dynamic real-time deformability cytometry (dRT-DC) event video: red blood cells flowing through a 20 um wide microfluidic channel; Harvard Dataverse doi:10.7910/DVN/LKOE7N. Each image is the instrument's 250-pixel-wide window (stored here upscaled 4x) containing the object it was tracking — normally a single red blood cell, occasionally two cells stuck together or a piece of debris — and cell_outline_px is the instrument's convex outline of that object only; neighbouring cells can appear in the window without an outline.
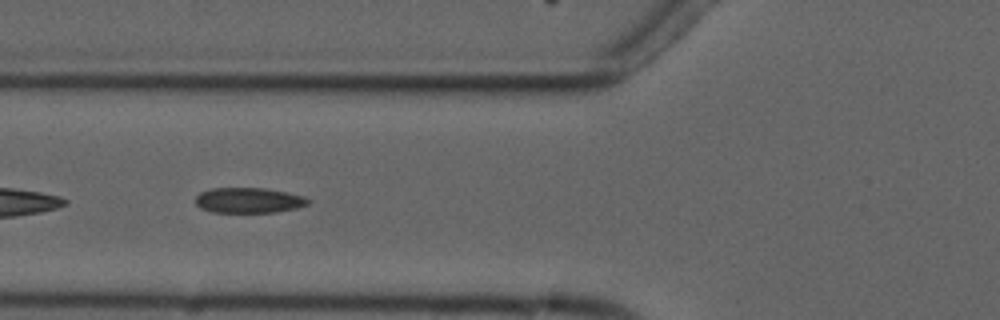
{"species": "common noctule bat (a hibernating species)", "species_latin": "Nyctalus noctula", "temperature_condition": "cold", "stored_images_in_passage": 10, "camera_frame_rate_fps": 3000, "um_per_image_px": 0.085, "animal": {"sex": "male", "forearm_length_mm": 52.5}, "frame": {"image": 1, "passage_image": 6, "time_ms": 6.667, "image_size_px": [1000, 320], "cell_outline_px": [[308, 204], [296, 208], [272, 212], [212, 212], [200, 208], [196, 204], [196, 196], [200, 192], [212, 188], [264, 188], [304, 196], [308, 200]], "centroid_in_image_um": [21.09, 17.02], "position_along_channel_um": 104.7, "area_um2": 16.42}}
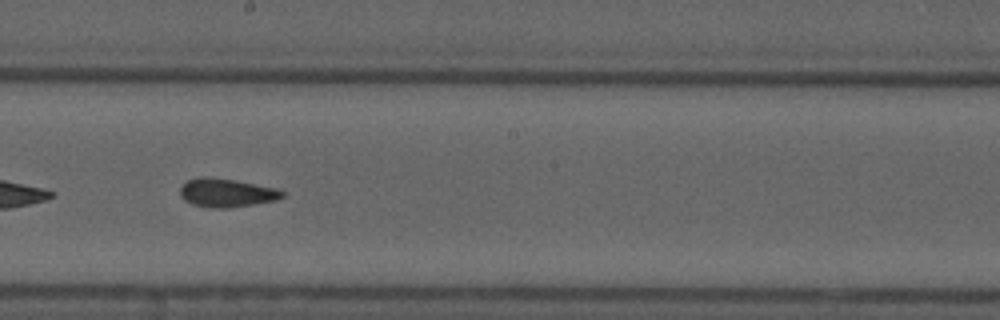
{"frame": {"image": 2, "passage_image": 9, "time_ms": 10.0, "image_size_px": [1000, 320], "cell_outline_px": [[284, 196], [276, 200], [228, 208], [208, 208], [192, 204], [184, 200], [180, 196], [180, 188], [188, 180], [204, 176], [236, 180], [276, 188], [284, 192]], "centroid_in_image_um": [19.24, 16.39], "position_along_channel_um": 229.0, "area_um2": 16.94}}
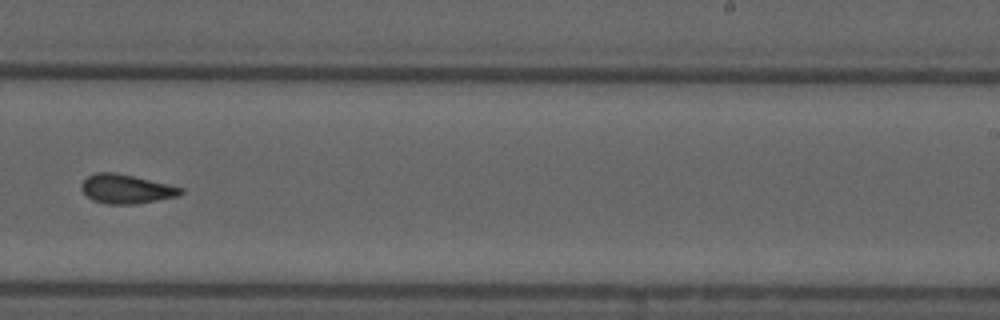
{"frame": {"image": 3, "passage_image": 10, "time_ms": 11.333, "image_size_px": [1000, 320], "cell_outline_px": [[184, 192], [176, 196], [136, 204], [108, 204], [92, 200], [80, 188], [80, 184], [88, 176], [96, 172], [116, 172], [168, 184], [184, 188]], "centroid_in_image_um": [10.71, 16.05], "position_along_channel_um": 278.3, "area_um2": 16.76}}